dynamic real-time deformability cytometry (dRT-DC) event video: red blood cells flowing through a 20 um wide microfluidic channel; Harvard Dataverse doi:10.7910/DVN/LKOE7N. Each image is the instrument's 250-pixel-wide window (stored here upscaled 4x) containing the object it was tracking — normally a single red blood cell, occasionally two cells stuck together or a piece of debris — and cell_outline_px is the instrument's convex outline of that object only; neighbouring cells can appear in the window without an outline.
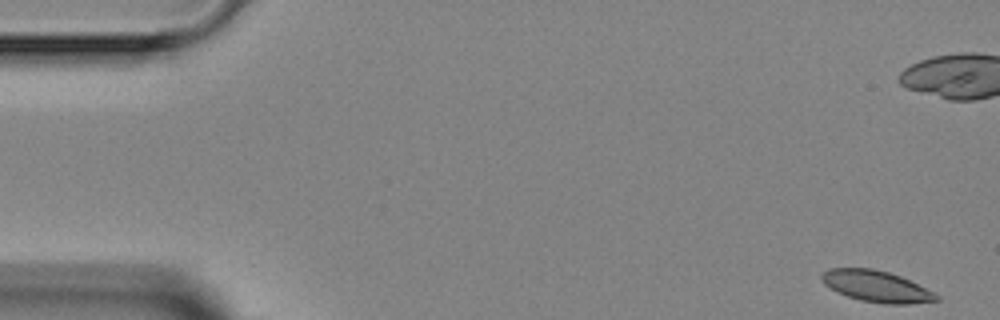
{"species": "Egyptian fruit bat (a non-hibernating species)", "species_latin": "Rousettus aegyptiacus", "temperature_condition": "room temperature", "stored_images_in_passage": 5, "camera_frame_rate_fps": 3000, "um_per_image_px": 0.085, "animal": {"sex": "female"}, "frame": {"image": 1, "passage_image": 1, "time_ms": 0.0, "image_size_px": [1000, 320], "cell_outline_px": [[940, 300], [908, 304], [884, 304], [860, 300], [836, 292], [824, 284], [820, 276], [828, 268], [872, 268], [888, 272], [900, 276], [940, 296]], "centroid_in_image_um": [74.46, 24.34], "position_along_channel_um": 10.5, "area_um2": 20.75}}
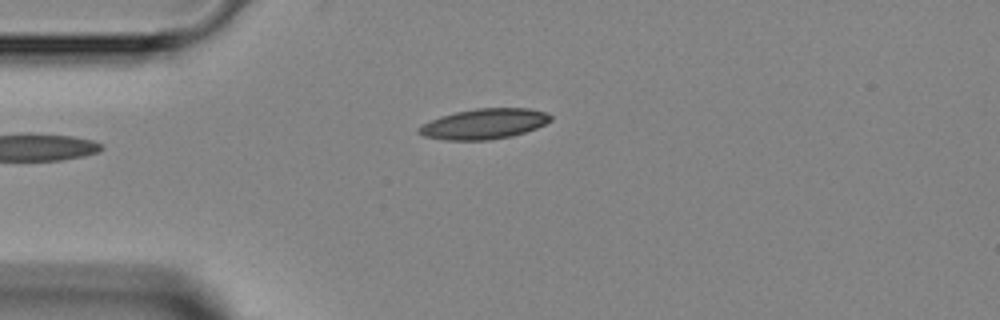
{"frame": {"image": 2, "passage_image": 5, "time_ms": 6.0, "image_size_px": [1000, 320], "cell_outline_px": [[552, 120], [536, 128], [512, 136], [488, 140], [444, 140], [424, 136], [416, 132], [416, 128], [420, 124], [440, 116], [456, 112], [476, 108], [528, 108], [548, 112], [552, 116]], "centroid_in_image_um": [41.12, 10.52], "position_along_channel_um": 43.9, "area_um2": 23.52}}